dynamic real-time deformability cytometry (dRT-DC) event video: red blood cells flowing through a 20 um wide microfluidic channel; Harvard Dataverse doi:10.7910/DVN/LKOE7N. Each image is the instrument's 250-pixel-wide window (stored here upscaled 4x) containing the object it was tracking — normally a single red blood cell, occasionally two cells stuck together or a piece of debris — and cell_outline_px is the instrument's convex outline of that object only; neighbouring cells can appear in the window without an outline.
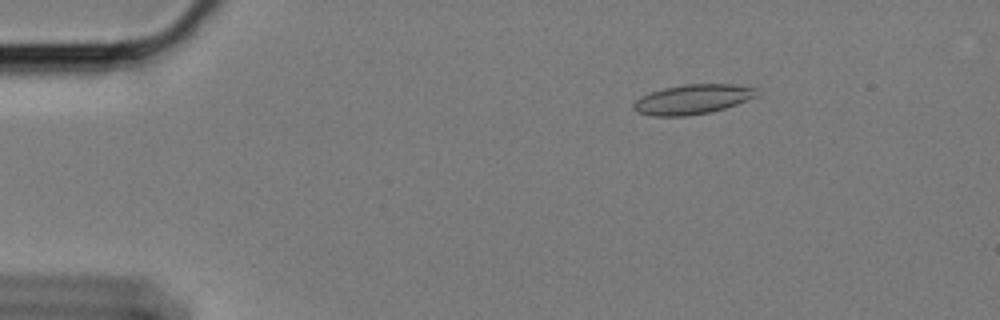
{"species": "Egyptian fruit bat (a non-hibernating species)", "species_latin": "Rousettus aegyptiacus", "temperature_condition": "cold", "stored_images_in_passage": 58, "camera_frame_rate_fps": 3000, "um_per_image_px": 0.085, "animal": {"sex": "female"}, "frame": {"image": 1, "passage_image": 8, "time_ms": 2.333, "image_size_px": [1000, 320], "cell_outline_px": [[760, 96], [724, 108], [708, 112], [684, 116], [652, 116], [636, 112], [632, 108], [632, 104], [640, 96], [664, 88], [684, 84], [732, 84], [756, 88]], "centroid_in_image_um": [58.86, 8.44], "position_along_channel_um": 26.1, "area_um2": 21.33}}
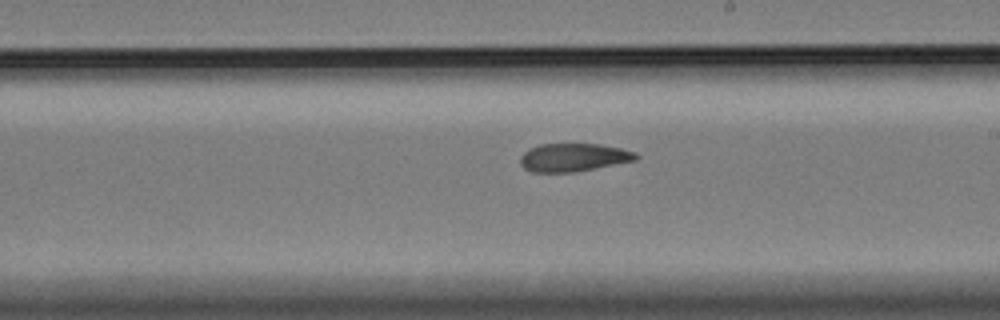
{"frame": {"image": 2, "passage_image": 33, "time_ms": 10.667, "image_size_px": [1000, 320], "cell_outline_px": [[640, 156], [636, 160], [572, 172], [532, 172], [524, 168], [520, 164], [520, 156], [528, 148], [540, 144], [600, 144], [620, 148], [636, 152]], "centroid_in_image_um": [48.72, 13.37], "position_along_channel_um": 240.3, "area_um2": 18.9}}
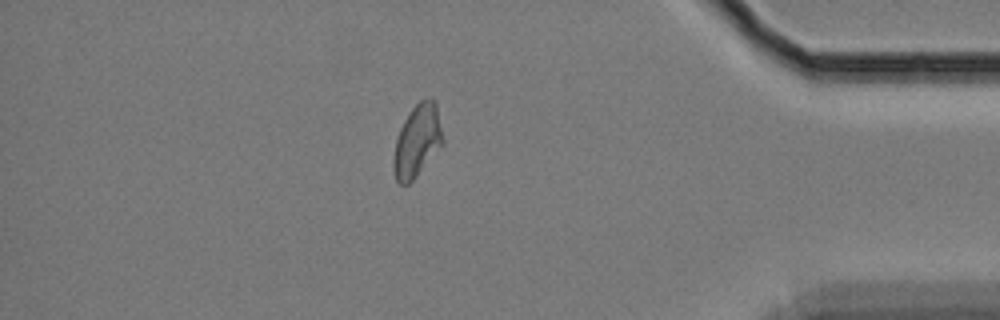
{"frame": {"image": 3, "passage_image": 50, "time_ms": 16.333, "image_size_px": [1000, 320], "cell_outline_px": [[444, 144], [416, 176], [408, 184], [400, 184], [396, 180], [392, 168], [392, 160], [396, 140], [400, 128], [404, 120], [412, 108], [420, 100], [436, 100], [444, 140]], "centroid_in_image_um": [35.47, 11.99], "position_along_channel_um": 399.7, "area_um2": 20.81}, "authors_computed_cell_mechanics": {"area_um2": 20.808, "velocity_mm_per_s": 3.3859, "shape_relaxation_time_tau1_ms": null, "shape_relaxation_time_tau2_ms": 3.2152, "deformation_change_tau1": null, "deformation_change_tau2": 0.0793}}